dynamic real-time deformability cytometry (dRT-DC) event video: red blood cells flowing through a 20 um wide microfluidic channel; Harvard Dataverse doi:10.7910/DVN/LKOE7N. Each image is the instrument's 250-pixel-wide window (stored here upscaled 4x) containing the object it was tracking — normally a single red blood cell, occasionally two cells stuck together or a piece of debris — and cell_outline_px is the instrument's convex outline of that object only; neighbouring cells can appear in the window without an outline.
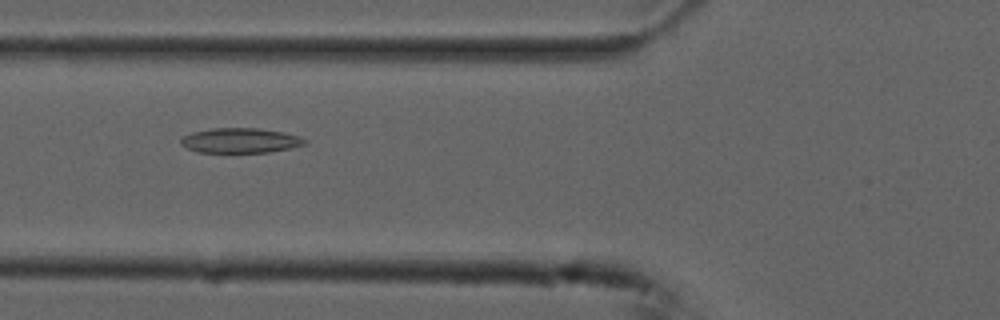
{"species": "common noctule bat (a hibernating species)", "species_latin": "Nyctalus noctula", "temperature_condition": "cold", "stored_images_in_passage": 55, "camera_frame_rate_fps": 3000, "um_per_image_px": 0.085, "animal": {"sex": "male", "forearm_length_mm": 52.5}, "frame": {"image": 1, "passage_image": 21, "time_ms": 6.667, "image_size_px": [1000, 320], "cell_outline_px": [[308, 140], [304, 144], [292, 148], [268, 152], [196, 152], [180, 144], [180, 140], [184, 136], [192, 132], [212, 128], [260, 128], [284, 132]], "centroid_in_image_um": [20.41, 11.94], "position_along_channel_um": 105.4, "area_um2": 17.92}}
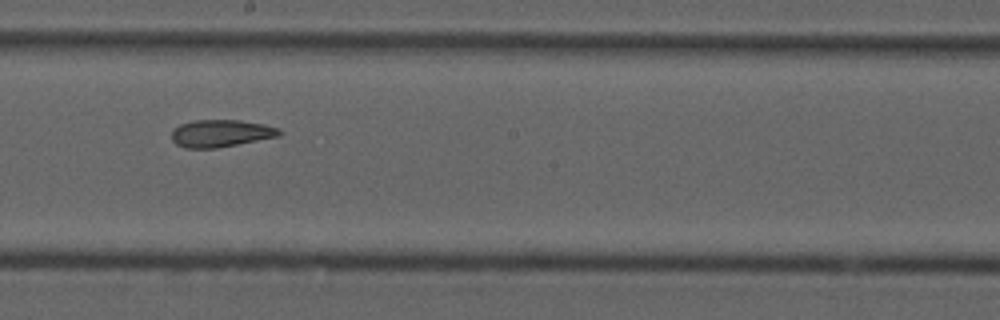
{"frame": {"image": 2, "passage_image": 31, "time_ms": 10.0, "image_size_px": [1000, 320], "cell_outline_px": [[284, 132], [280, 136], [216, 148], [184, 148], [176, 144], [172, 140], [172, 132], [180, 124], [192, 120], [240, 120], [264, 124], [276, 128]], "centroid_in_image_um": [18.77, 11.33], "position_along_channel_um": 229.4, "area_um2": 17.11}}
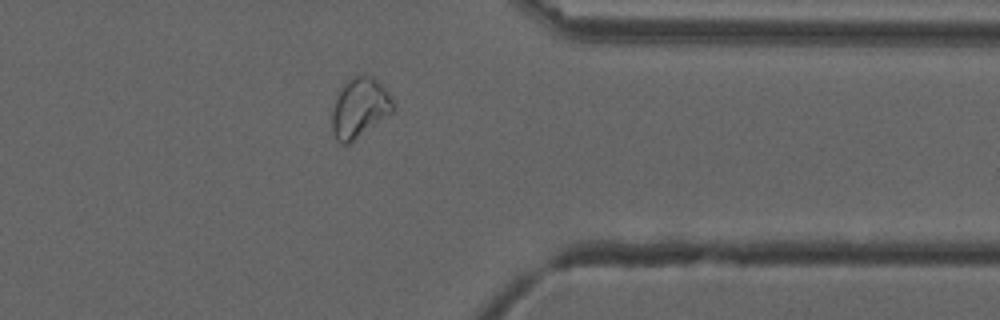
{"frame": {"image": 3, "passage_image": 44, "time_ms": 14.333, "image_size_px": [1000, 320], "cell_outline_px": [[396, 108], [392, 112], [348, 144], [340, 144], [336, 140], [332, 132], [332, 112], [336, 96], [344, 84], [348, 80], [364, 72], [372, 76], [388, 92]], "centroid_in_image_um": [30.55, 9.15], "position_along_channel_um": 380.8, "area_um2": 21.1}, "authors_computed_cell_mechanics": {"area_um2": 20.23, "velocity_mm_per_s": 3.7192, "shape_relaxation_time_tau1_ms": null, "shape_relaxation_time_tau2_ms": 3.3473, "deformation_change_tau1": null, "deformation_change_tau2": 0.0982}}